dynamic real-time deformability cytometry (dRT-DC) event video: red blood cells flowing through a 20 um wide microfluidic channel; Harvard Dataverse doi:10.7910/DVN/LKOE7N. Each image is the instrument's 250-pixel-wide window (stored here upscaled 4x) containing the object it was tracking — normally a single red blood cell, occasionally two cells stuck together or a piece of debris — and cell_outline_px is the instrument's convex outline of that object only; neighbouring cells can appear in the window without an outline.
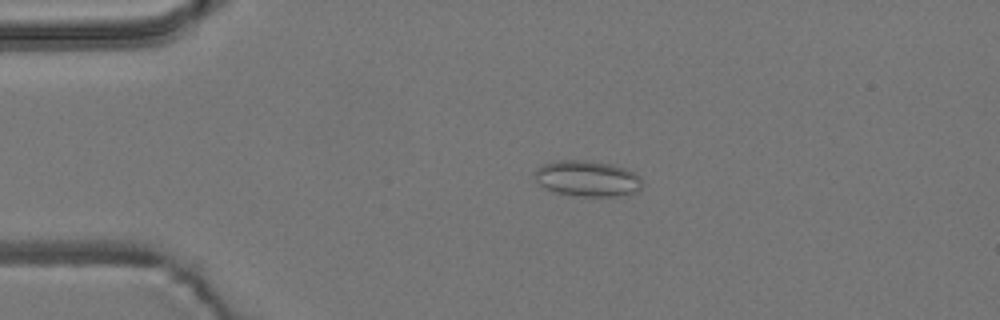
{"species": "common noctule bat (a hibernating species)", "species_latin": "Nyctalus noctula", "temperature_condition": "room temperature", "stored_images_in_passage": 54, "camera_frame_rate_fps": 3000, "um_per_image_px": 0.085, "animal": {"sex": "male", "body_mass_g": 19.2, "forearm_length_mm": 51.8}, "frame": {"image": 1, "passage_image": 11, "time_ms": 3.333, "image_size_px": [1000, 320], "cell_outline_px": [[644, 180], [640, 188], [632, 192], [616, 196], [584, 196], [556, 192], [540, 184], [536, 180], [532, 172], [536, 168], [544, 164], [560, 160], [588, 160], [612, 164], [624, 168], [640, 176]], "centroid_in_image_um": [49.92, 15.15], "position_along_channel_um": 35.1, "area_um2": 22.25}}
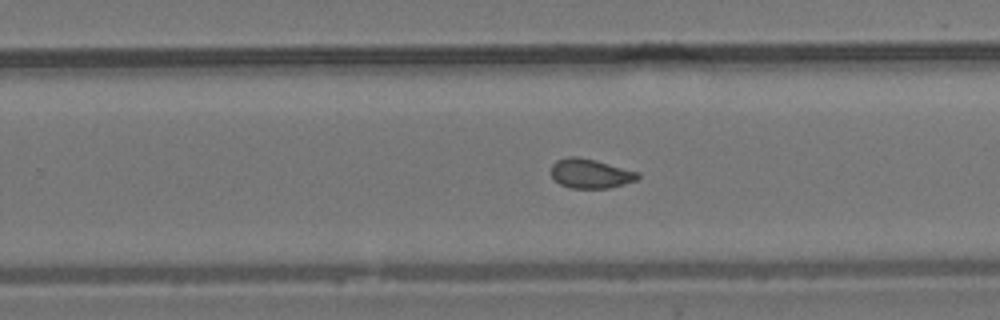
{"frame": {"image": 2, "passage_image": 34, "time_ms": 11.0, "image_size_px": [1000, 320], "cell_outline_px": [[640, 176], [636, 180], [624, 184], [608, 188], [572, 188], [560, 184], [552, 176], [552, 164], [556, 160], [568, 156], [576, 156], [596, 160], [640, 172]], "centroid_in_image_um": [50.2, 14.74], "position_along_channel_um": 279.6, "area_um2": 14.85}}
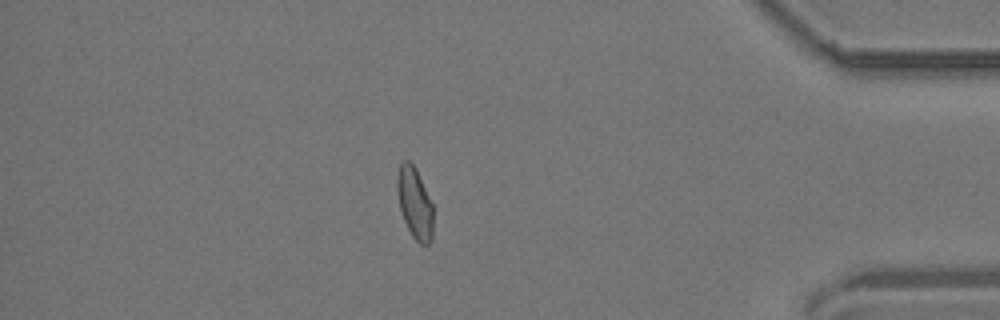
{"frame": {"image": 3, "passage_image": 47, "time_ms": 15.333, "image_size_px": [1000, 320], "cell_outline_px": [[432, 240], [428, 244], [420, 244], [412, 236], [404, 220], [400, 208], [396, 188], [396, 180], [400, 164], [404, 160], [408, 160], [416, 168], [432, 204]], "centroid_in_image_um": [35.24, 17.25], "position_along_channel_um": 400.0, "area_um2": 14.8}, "authors_computed_cell_mechanics": {"area_um2": 15.317, "velocity_mm_per_s": 3.7037, "shape_relaxation_time_tau1_ms": null, "shape_relaxation_time_tau2_ms": 1.8933, "deformation_change_tau1": null, "deformation_change_tau2": 0.0556}}